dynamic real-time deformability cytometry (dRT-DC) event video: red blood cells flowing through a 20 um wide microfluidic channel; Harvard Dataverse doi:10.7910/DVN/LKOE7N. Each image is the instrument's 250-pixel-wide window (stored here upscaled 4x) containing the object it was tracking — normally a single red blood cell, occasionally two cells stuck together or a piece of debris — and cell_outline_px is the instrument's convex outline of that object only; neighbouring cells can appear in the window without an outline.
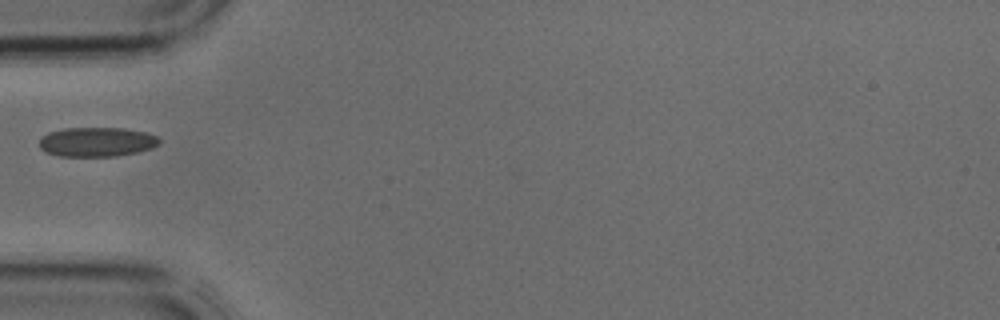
{"species": "common noctule bat (a hibernating species)", "species_latin": "Nyctalus noctula", "temperature_condition": "cold", "stored_images_in_passage": 1, "camera_frame_rate_fps": 3000, "um_per_image_px": 0.085, "animal": {"sex": "male", "body_mass_g": 17.9, "forearm_length_mm": 54.2}, "frame": {"image": 1, "passage_image": 1, "time_ms": 0.0, "image_size_px": [1000, 320], "cell_outline_px": [[160, 144], [152, 148], [136, 152], [116, 156], [60, 156], [44, 152], [40, 148], [40, 136], [48, 132], [64, 128], [124, 128], [148, 132], [156, 136], [160, 140]], "centroid_in_image_um": [8.22, 12.05], "position_along_channel_um": 76.8, "area_um2": 20.75}}